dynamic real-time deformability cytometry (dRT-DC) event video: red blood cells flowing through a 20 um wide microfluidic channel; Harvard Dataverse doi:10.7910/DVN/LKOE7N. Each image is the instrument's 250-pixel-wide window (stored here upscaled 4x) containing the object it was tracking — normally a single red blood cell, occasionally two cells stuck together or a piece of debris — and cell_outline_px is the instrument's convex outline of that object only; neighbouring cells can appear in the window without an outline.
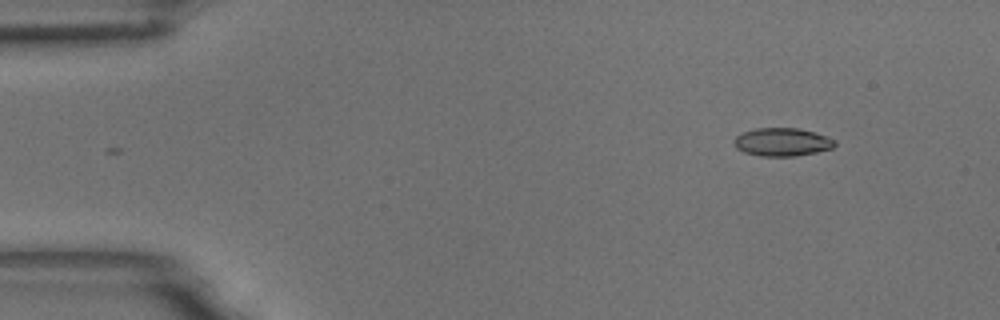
{"species": "common noctule bat (a hibernating species)", "species_latin": "Nyctalus noctula", "temperature_condition": "room temperature", "stored_images_in_passage": 4, "camera_frame_rate_fps": 3000, "um_per_image_px": 0.085, "animal": {"sex": "male", "body_mass_g": 18.8}, "frame": {"image": 1, "passage_image": 2, "time_ms": 0.333, "image_size_px": [1000, 320], "cell_outline_px": [[836, 144], [832, 148], [816, 152], [796, 156], [760, 156], [744, 152], [736, 148], [732, 144], [732, 140], [736, 136], [744, 132], [756, 128], [800, 128], [836, 140]], "centroid_in_image_um": [66.44, 12.08], "position_along_channel_um": 18.6, "area_um2": 16.53}}
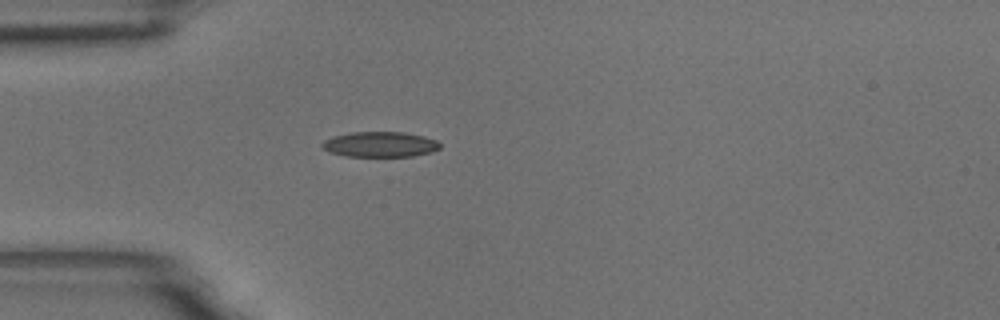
{"frame": {"image": 2, "passage_image": 4, "time_ms": 1.0, "image_size_px": [1000, 320], "cell_outline_px": [[440, 148], [432, 152], [412, 156], [348, 156], [332, 152], [324, 148], [320, 144], [324, 140], [332, 136], [352, 132], [404, 132], [424, 136], [436, 140], [440, 144]], "centroid_in_image_um": [32.33, 12.26], "position_along_channel_um": 52.7, "area_um2": 17.28}}